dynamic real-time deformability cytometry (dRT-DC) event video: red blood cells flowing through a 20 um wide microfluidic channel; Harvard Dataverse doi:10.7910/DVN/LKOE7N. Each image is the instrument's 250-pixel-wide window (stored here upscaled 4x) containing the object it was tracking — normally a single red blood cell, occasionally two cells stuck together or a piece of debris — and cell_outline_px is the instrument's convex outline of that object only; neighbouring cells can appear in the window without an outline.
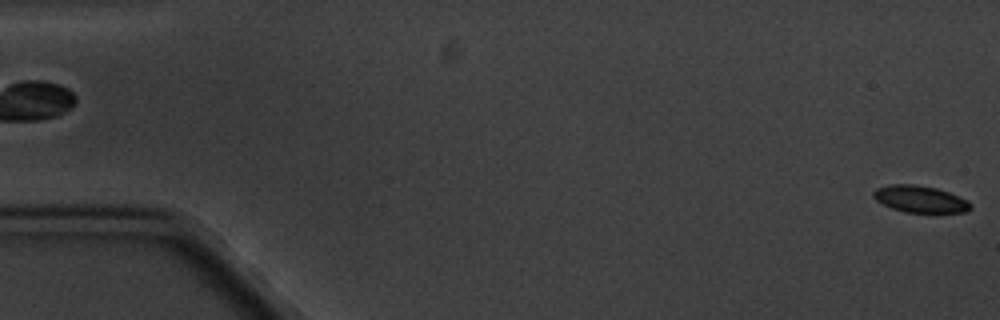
{"species": "common noctule bat (a hibernating species)", "species_latin": "Nyctalus noctula", "temperature_condition": "cold", "stored_images_in_passage": 5, "segment_of_instrument_passage": [2, 2], "camera_frame_rate_fps": 3000, "um_per_image_px": 0.085, "animal": {"sex": "male", "body_mass_g": 20.1, "forearm_length_mm": 53.5}, "frame": {"image": 1, "passage_image": 5, "time_ms": 5.667, "image_size_px": [1000, 320], "cell_outline_px": [[972, 208], [964, 212], [908, 212], [892, 208], [876, 200], [872, 196], [872, 192], [876, 188], [888, 184], [916, 184], [936, 188], [948, 192], [968, 200], [972, 204]], "centroid_in_image_um": [78.2, 16.9], "position_along_channel_um": 6.8, "area_um2": 15.14}}